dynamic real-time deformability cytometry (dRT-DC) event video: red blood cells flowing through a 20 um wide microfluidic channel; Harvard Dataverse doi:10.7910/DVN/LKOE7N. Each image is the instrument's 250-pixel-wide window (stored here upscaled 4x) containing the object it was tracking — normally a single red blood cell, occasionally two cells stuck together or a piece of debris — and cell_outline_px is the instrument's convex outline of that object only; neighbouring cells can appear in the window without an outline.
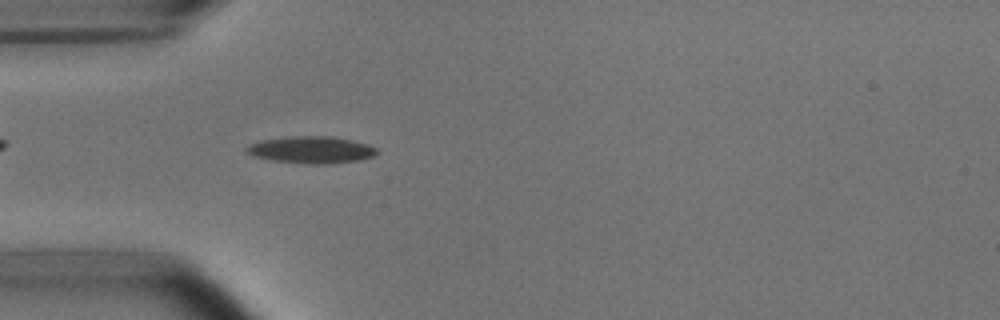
{"species": "common noctule bat (a hibernating species)", "species_latin": "Nyctalus noctula", "temperature_condition": "room temperature", "stored_images_in_passage": 48, "camera_frame_rate_fps": 3000, "um_per_image_px": 0.085, "animal": {"sex": "male", "body_mass_g": 15.6}, "frame": {"image": 1, "passage_image": 11, "time_ms": 3.333, "image_size_px": [1000, 320], "cell_outline_px": [[376, 152], [372, 156], [360, 160], [328, 164], [304, 164], [272, 160], [252, 156], [244, 152], [244, 148], [260, 140], [292, 136], [332, 136], [352, 140], [368, 144], [376, 148]], "centroid_in_image_um": [26.42, 12.74], "position_along_channel_um": 58.6, "area_um2": 20.58}}
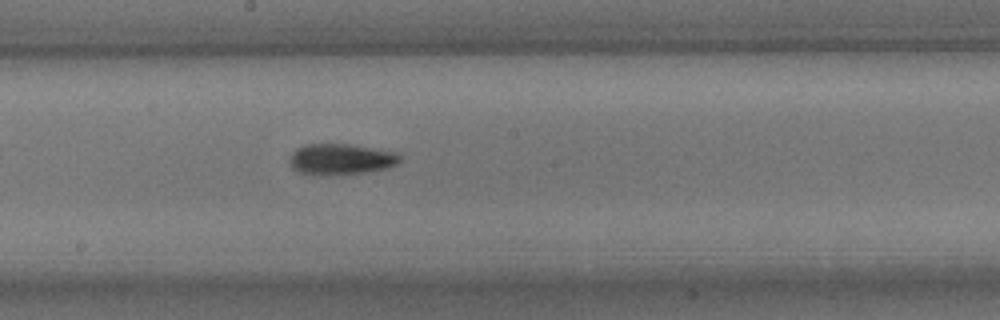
{"frame": {"image": 2, "passage_image": 24, "time_ms": 7.667, "image_size_px": [1000, 320], "cell_outline_px": [[400, 160], [396, 164], [388, 168], [364, 172], [328, 176], [320, 176], [296, 172], [292, 168], [288, 160], [288, 156], [296, 148], [304, 144], [348, 144], [388, 152], [400, 156]], "centroid_in_image_um": [28.83, 13.56], "position_along_channel_um": 219.4, "area_um2": 19.88}}
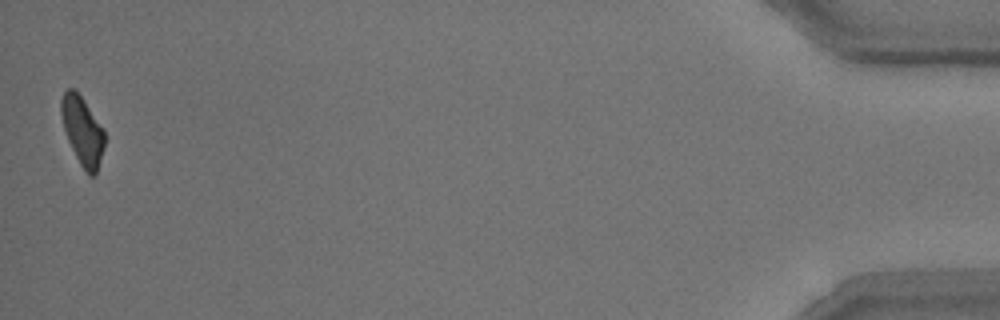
{"frame": {"image": 3, "passage_image": 48, "time_ms": 15.667, "image_size_px": [1000, 320], "cell_outline_px": [[104, 148], [96, 172], [92, 176], [88, 176], [80, 164], [68, 140], [64, 128], [60, 112], [60, 100], [64, 92], [68, 88], [72, 88], [80, 96], [104, 132]], "centroid_in_image_um": [6.98, 11.15], "position_along_channel_um": 428.2, "area_um2": 16.7}, "authors_computed_cell_mechanics": {"area_um2": 18.5538, "velocity_mm_per_s": 3.7448, "shape_relaxation_time_tau1_ms": 3.6109, "shape_relaxation_time_tau2_ms": 3.2168, "deformation_change_tau1": 0.1519, "deformation_change_tau2": 0.1017}}